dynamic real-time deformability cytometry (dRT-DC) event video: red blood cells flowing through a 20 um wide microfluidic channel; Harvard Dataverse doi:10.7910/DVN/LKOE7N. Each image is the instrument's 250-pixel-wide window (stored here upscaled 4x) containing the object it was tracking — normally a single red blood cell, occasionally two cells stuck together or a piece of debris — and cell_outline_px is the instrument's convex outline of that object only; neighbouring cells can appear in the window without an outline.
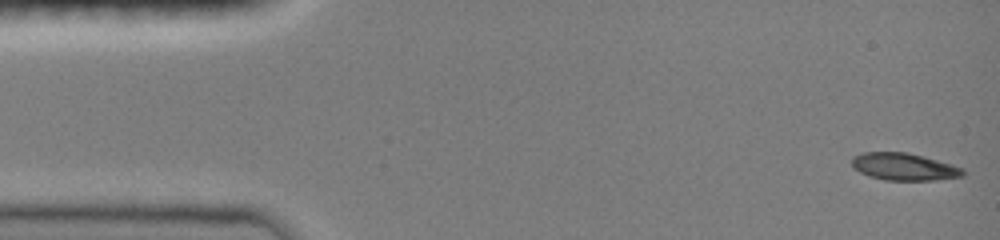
{"species": "common noctule bat (a hibernating species)", "species_latin": "Nyctalus noctula", "temperature_condition": "room temperature", "stored_images_in_passage": 44, "camera_frame_rate_fps": 3000, "um_per_image_px": 0.085, "animal": {"sex": "female", "body_mass_g": 19.0, "forearm_length_mm": 51.5}, "frame": {"image": 1, "passage_image": 1, "time_ms": 0.0, "image_size_px": [1000, 240], "cell_outline_px": [[964, 176], [932, 180], [884, 180], [868, 176], [852, 168], [852, 156], [864, 152], [908, 152], [924, 156], [952, 164], [964, 168]], "centroid_in_image_um": [76.83, 14.16], "position_along_channel_um": 8.2, "area_um2": 17.8}}
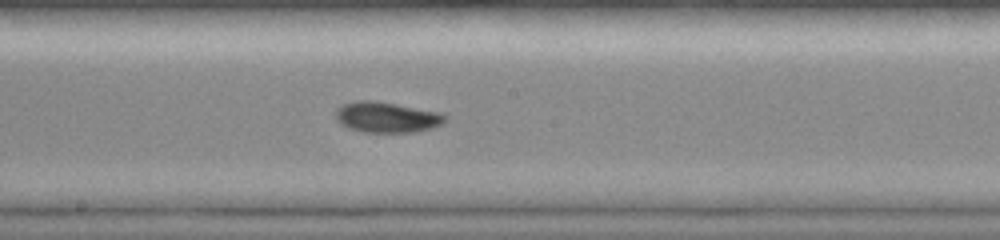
{"frame": {"image": 2, "passage_image": 24, "time_ms": 8.0, "image_size_px": [1000, 240], "cell_outline_px": [[448, 120], [432, 128], [416, 132], [364, 132], [348, 128], [340, 124], [336, 120], [336, 108], [344, 104], [356, 100], [376, 100], [440, 112], [448, 116]], "centroid_in_image_um": [32.88, 9.96], "position_along_channel_um": 215.3, "area_um2": 19.77}}
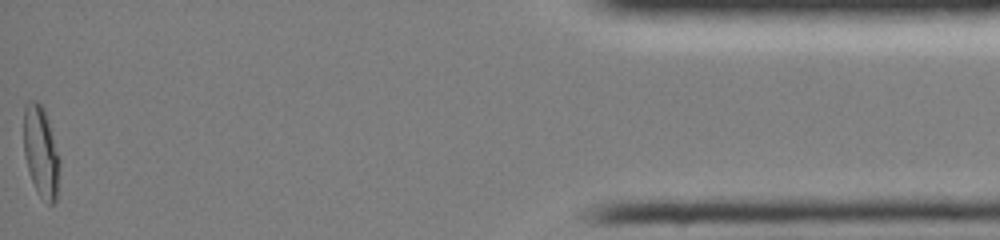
{"frame": {"image": 3, "passage_image": 44, "time_ms": 15.333, "image_size_px": [1000, 240], "cell_outline_px": [[60, 164], [56, 200], [52, 204], [48, 204], [40, 196], [28, 172], [24, 156], [24, 104], [28, 100], [36, 100], [44, 108], [48, 120], [60, 160]], "centroid_in_image_um": [3.47, 12.88], "position_along_channel_um": 431.7, "area_um2": 19.07}, "authors_computed_cell_mechanics": {"area_um2": 18.4671, "velocity_mm_per_s": 4.0529, "shape_relaxation_time_tau1_ms": 3.6039, "shape_relaxation_time_tau2_ms": 3.498, "deformation_change_tau1": 0.1448, "deformation_change_tau2": 0.0366}}